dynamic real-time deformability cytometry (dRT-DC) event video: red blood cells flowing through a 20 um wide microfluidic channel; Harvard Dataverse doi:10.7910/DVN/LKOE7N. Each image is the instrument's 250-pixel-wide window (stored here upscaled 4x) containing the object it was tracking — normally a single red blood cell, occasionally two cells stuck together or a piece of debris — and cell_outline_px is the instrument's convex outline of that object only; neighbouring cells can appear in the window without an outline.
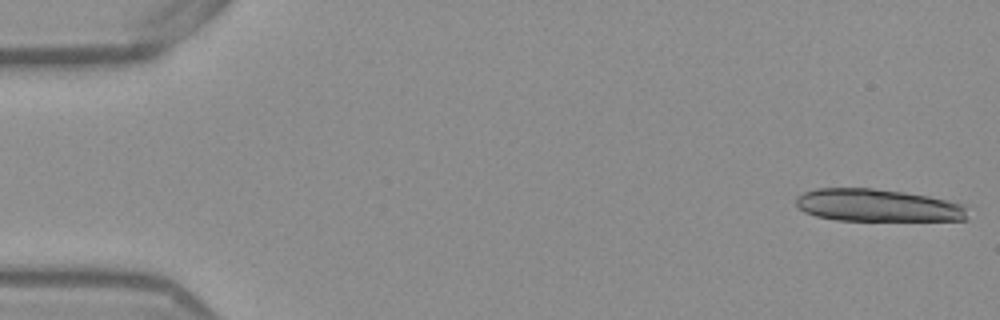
{"species": "Egyptian fruit bat (a non-hibernating species)", "species_latin": "Rousettus aegyptiacus", "temperature_condition": "warm", "stored_images_in_passage": 15, "camera_frame_rate_fps": 3000, "um_per_image_px": 0.085, "frame": {"image": 1, "passage_image": 1, "time_ms": 0.0, "image_size_px": [1000, 320], "cell_outline_px": [[968, 220], [836, 220], [816, 216], [804, 212], [796, 204], [796, 196], [804, 192], [816, 188], [872, 188], [904, 192], [928, 196], [964, 204]], "centroid_in_image_um": [74.57, 17.45], "position_along_channel_um": 10.4, "area_um2": 32.43}}